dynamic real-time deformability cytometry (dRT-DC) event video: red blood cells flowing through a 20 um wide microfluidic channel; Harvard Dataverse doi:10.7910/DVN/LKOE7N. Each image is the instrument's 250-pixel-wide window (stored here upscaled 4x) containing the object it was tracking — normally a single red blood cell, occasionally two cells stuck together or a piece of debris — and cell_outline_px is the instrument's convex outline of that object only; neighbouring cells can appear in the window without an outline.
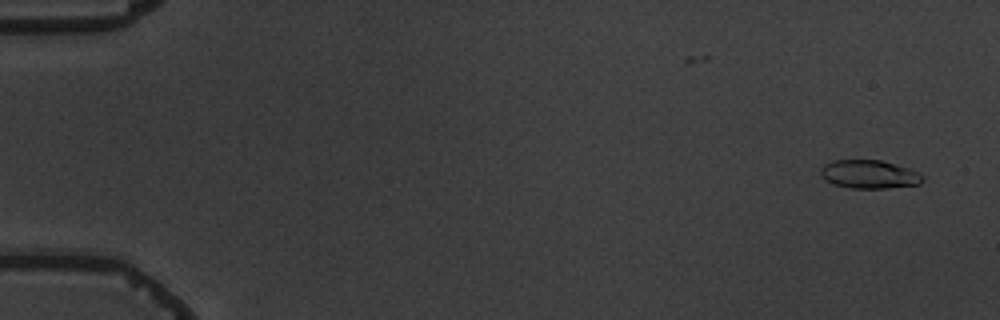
{"species": "common noctule bat (a hibernating species)", "species_latin": "Nyctalus noctula", "temperature_condition": "warm", "stored_images_in_passage": 6, "camera_frame_rate_fps": 3000, "um_per_image_px": 0.085, "animal": {"sex": "male", "body_mass_g": 19.5, "forearm_length_mm": 54.6}, "frame": {"image": 1, "passage_image": 1, "time_ms": 0.0, "image_size_px": [1000, 320], "cell_outline_px": [[924, 180], [920, 184], [888, 188], [848, 188], [836, 184], [820, 176], [820, 168], [824, 164], [832, 160], [880, 160], [908, 168], [924, 176]], "centroid_in_image_um": [73.88, 14.81], "position_along_channel_um": 11.1, "area_um2": 16.82}}
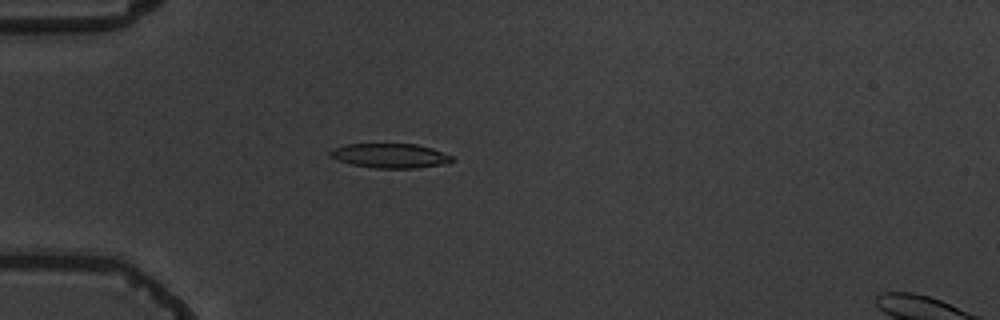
{"frame": {"image": 2, "passage_image": 5, "time_ms": 4.667, "image_size_px": [1000, 320], "cell_outline_px": [[456, 160], [444, 164], [416, 168], [376, 168], [352, 164], [340, 160], [332, 156], [328, 152], [332, 148], [344, 144], [416, 144], [432, 148], [452, 156]], "centroid_in_image_um": [33.19, 13.23], "position_along_channel_um": 51.8, "area_um2": 17.28}}